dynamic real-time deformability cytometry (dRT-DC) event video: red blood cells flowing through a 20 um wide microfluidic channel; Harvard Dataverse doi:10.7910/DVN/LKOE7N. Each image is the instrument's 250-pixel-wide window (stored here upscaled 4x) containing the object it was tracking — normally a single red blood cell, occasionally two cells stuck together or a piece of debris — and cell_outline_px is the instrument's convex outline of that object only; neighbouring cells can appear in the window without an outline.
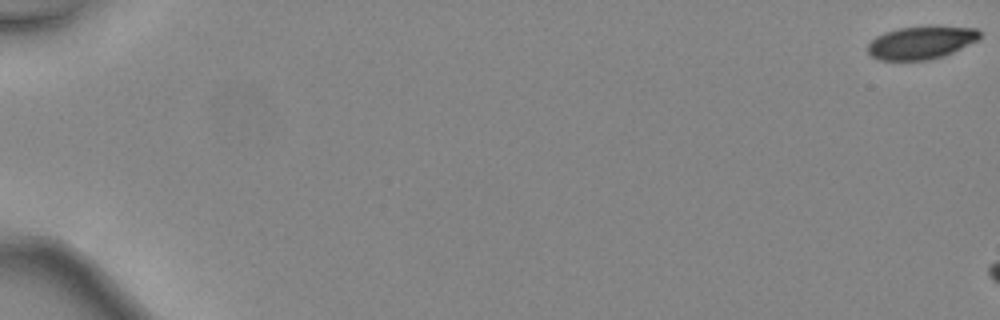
{"species": "common noctule bat (a hibernating species)", "species_latin": "Nyctalus noctula", "temperature_condition": "warm", "stored_images_in_passage": 4, "camera_frame_rate_fps": 3000, "um_per_image_px": 0.085, "animal": {"sex": "female", "body_mass_g": 24.6, "forearm_length_mm": 56.2}, "frame": {"image": 1, "passage_image": 1, "time_ms": 0.0, "image_size_px": [1000, 320], "cell_outline_px": [[980, 36], [976, 40], [944, 56], [928, 60], [880, 60], [872, 56], [868, 52], [868, 44], [876, 36], [884, 32], [900, 28], [976, 28], [980, 32]], "centroid_in_image_um": [78.23, 3.66], "position_along_channel_um": 6.8, "area_um2": 20.63}}